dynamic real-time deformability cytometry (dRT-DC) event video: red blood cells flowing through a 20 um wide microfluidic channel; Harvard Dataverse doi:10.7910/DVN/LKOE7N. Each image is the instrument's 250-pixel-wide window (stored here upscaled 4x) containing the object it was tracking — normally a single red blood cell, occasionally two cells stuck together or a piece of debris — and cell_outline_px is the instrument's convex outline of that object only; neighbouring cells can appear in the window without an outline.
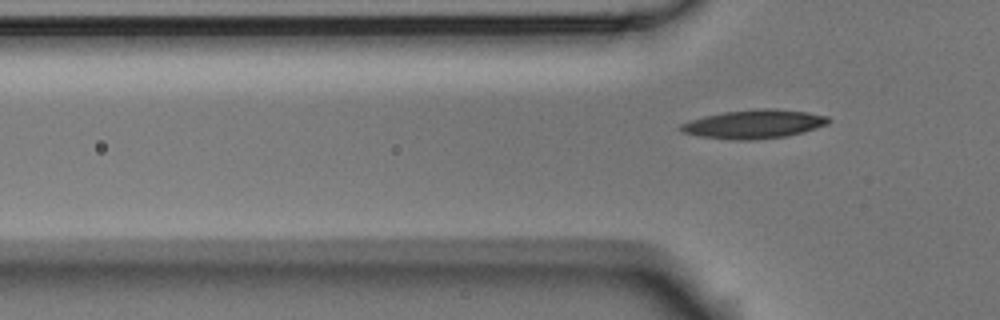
{"species": "Egyptian fruit bat (a non-hibernating species)", "species_latin": "Rousettus aegyptiacus", "temperature_condition": "room temperature", "stored_images_in_passage": 6, "segment_of_instrument_passage": [2, 2], "camera_frame_rate_fps": 3000, "um_per_image_px": 0.085, "animal": {"sex": "male"}, "frame": {"image": 1, "passage_image": 6, "time_ms": 1.667, "image_size_px": [1000, 320], "cell_outline_px": [[832, 120], [828, 124], [804, 132], [788, 136], [752, 140], [732, 140], [700, 136], [680, 132], [680, 124], [688, 120], [704, 116], [724, 112], [760, 108], [776, 108], [808, 112], [828, 116]], "centroid_in_image_um": [64.11, 10.54], "position_along_channel_um": 61.7, "area_um2": 25.03}}